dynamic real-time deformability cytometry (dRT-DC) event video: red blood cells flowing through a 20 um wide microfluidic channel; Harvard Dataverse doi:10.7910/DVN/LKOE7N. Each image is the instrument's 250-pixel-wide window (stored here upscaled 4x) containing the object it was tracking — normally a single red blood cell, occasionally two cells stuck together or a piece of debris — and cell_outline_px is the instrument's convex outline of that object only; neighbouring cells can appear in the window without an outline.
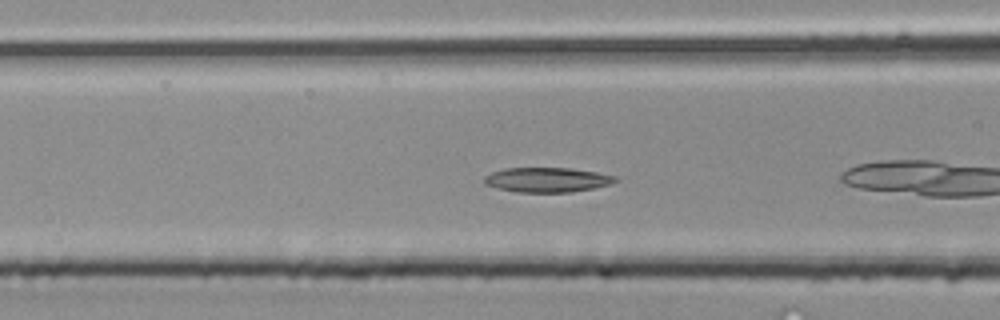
{"species": "common noctule bat (a hibernating species)", "species_latin": "Nyctalus noctula", "temperature_condition": "room temperature", "stored_images_in_passage": 12, "camera_frame_rate_fps": 3000, "um_per_image_px": 0.085, "animal": {"sex": "male", "body_mass_g": 20.4}, "frame": {"image": 1, "passage_image": 3, "time_ms": 0.667, "image_size_px": [1000, 320], "cell_outline_px": [[616, 180], [612, 184], [572, 192], [516, 192], [484, 184], [484, 176], [492, 172], [504, 168], [568, 168], [596, 172], [616, 176]], "centroid_in_image_um": [46.49, 15.28], "position_along_channel_um": 120.1, "area_um2": 18.73}}